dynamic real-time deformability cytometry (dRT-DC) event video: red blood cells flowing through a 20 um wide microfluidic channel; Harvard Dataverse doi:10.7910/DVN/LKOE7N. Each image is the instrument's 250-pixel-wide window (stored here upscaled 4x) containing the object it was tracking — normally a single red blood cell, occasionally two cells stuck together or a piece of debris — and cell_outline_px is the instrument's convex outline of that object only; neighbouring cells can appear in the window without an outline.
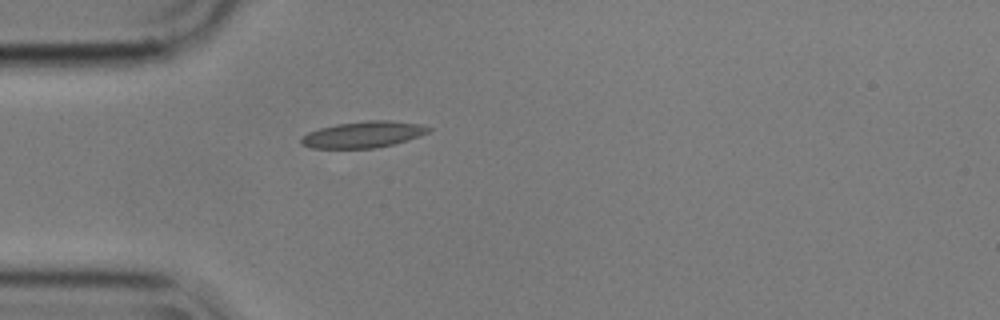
{"species": "common noctule bat (a hibernating species)", "species_latin": "Nyctalus noctula", "temperature_condition": "cold", "stored_images_in_passage": 3, "camera_frame_rate_fps": 3000, "um_per_image_px": 0.085, "animal": {"sex": "male", "body_mass_g": 17.9}, "frame": {"image": 1, "passage_image": 3, "time_ms": 0.667, "image_size_px": [1000, 320], "cell_outline_px": [[432, 128], [428, 132], [420, 136], [408, 140], [376, 148], [312, 148], [300, 144], [300, 140], [308, 132], [320, 128], [336, 124], [368, 120], [388, 120], [420, 124]], "centroid_in_image_um": [30.88, 11.43], "position_along_channel_um": 54.1, "area_um2": 19.48}}